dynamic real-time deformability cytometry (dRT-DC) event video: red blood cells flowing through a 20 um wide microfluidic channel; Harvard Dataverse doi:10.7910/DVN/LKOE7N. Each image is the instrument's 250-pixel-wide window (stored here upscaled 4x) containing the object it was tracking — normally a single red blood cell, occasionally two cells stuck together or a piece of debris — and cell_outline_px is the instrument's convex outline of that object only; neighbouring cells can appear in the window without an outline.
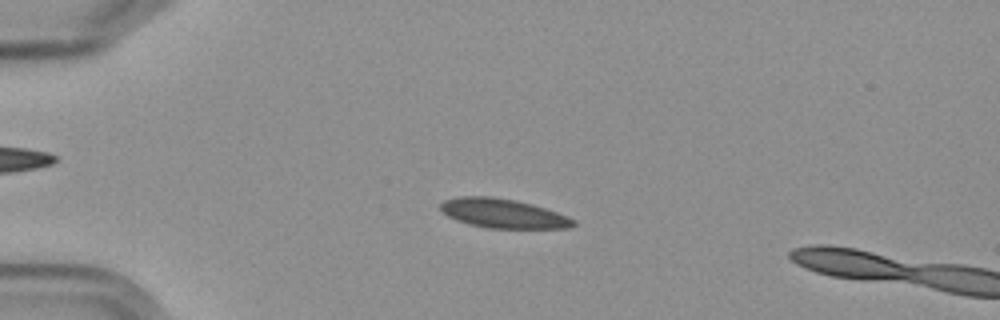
{"species": "Egyptian fruit bat (a non-hibernating species)", "species_latin": "Rousettus aegyptiacus", "temperature_condition": "cold", "stored_images_in_passage": 6, "camera_frame_rate_fps": 3000, "um_per_image_px": 0.085, "frame": {"image": 1, "passage_image": 4, "time_ms": 3.667, "image_size_px": [1000, 320], "cell_outline_px": [[576, 224], [568, 228], [488, 228], [468, 224], [456, 220], [448, 216], [440, 208], [440, 204], [444, 200], [456, 196], [492, 196], [516, 200], [532, 204], [568, 216], [576, 220]], "centroid_in_image_um": [42.75, 18.13], "position_along_channel_um": 42.3, "area_um2": 22.72}}